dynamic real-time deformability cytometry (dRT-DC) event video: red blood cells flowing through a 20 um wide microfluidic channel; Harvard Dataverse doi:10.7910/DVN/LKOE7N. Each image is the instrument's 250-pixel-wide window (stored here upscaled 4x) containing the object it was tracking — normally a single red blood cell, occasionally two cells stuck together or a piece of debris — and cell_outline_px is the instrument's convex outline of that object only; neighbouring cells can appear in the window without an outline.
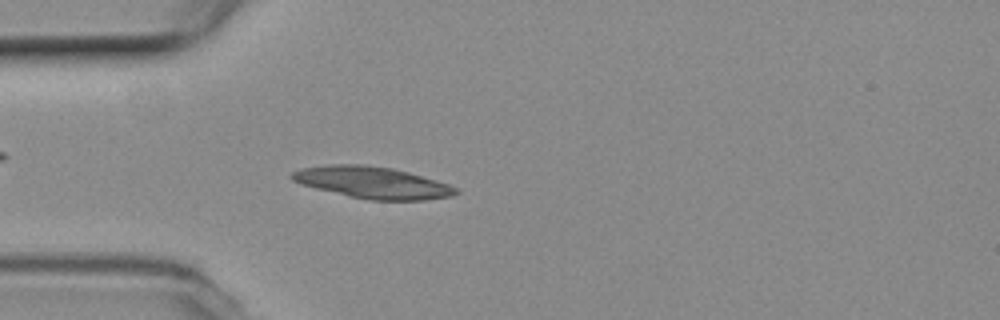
{"species": "common noctule bat (a hibernating species)", "species_latin": "Nyctalus noctula", "temperature_condition": "room temperature", "stored_images_in_passage": 45, "camera_frame_rate_fps": 3000, "um_per_image_px": 0.085, "animal": {"sex": "female", "body_mass_g": 19.3, "forearm_length_mm": 54.1}, "frame": {"image": 1, "passage_image": 6, "time_ms": 1.667, "image_size_px": [1000, 320], "cell_outline_px": [[460, 192], [452, 196], [424, 200], [368, 200], [348, 196], [300, 184], [292, 180], [288, 176], [292, 172], [300, 168], [328, 164], [364, 164], [392, 168], [408, 172], [436, 180], [448, 184], [456, 188]], "centroid_in_image_um": [31.62, 15.51], "position_along_channel_um": 53.4, "area_um2": 30.4}}
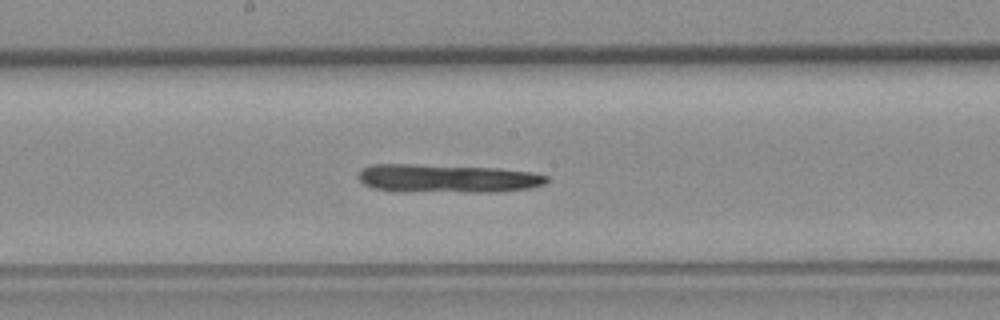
{"frame": {"image": 2, "passage_image": 19, "time_ms": 6.0, "image_size_px": [1000, 320], "cell_outline_px": [[548, 180], [544, 184], [528, 188], [492, 192], [396, 192], [372, 188], [364, 184], [360, 180], [360, 172], [364, 168], [372, 164], [416, 164], [496, 168], [532, 172], [548, 176]], "centroid_in_image_um": [37.99, 15.18], "position_along_channel_um": 210.2, "area_um2": 31.39}}
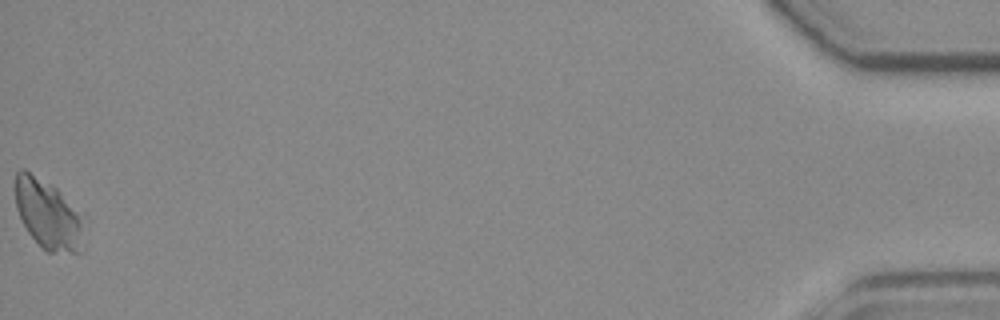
{"frame": {"image": 3, "passage_image": 45, "time_ms": 14.667, "image_size_px": [1000, 320], "cell_outline_px": [[84, 252], [48, 252], [28, 232], [16, 208], [16, 172], [20, 168], [24, 168], [52, 184], [56, 188], [76, 212], [80, 220], [84, 248]], "centroid_in_image_um": [4.04, 18.21], "position_along_channel_um": 431.2, "area_um2": 26.93}}